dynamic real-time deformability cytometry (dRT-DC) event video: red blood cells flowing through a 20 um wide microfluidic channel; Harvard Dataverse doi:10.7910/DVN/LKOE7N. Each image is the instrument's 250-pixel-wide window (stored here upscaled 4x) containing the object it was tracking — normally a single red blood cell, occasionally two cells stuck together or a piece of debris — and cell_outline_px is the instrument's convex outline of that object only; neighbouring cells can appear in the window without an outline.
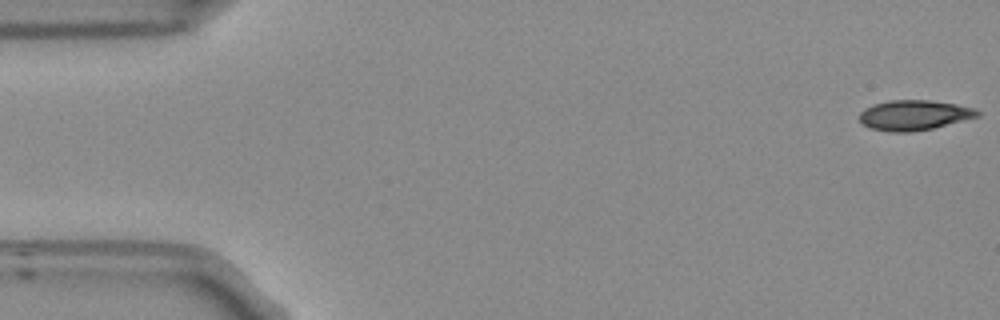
{"species": "Egyptian fruit bat (a non-hibernating species)", "species_latin": "Rousettus aegyptiacus", "temperature_condition": "room temperature", "stored_images_in_passage": 53, "camera_frame_rate_fps": 3000, "um_per_image_px": 0.085, "frame": {"image": 1, "passage_image": 1, "time_ms": 0.0, "image_size_px": [1000, 320], "cell_outline_px": [[980, 116], [932, 128], [912, 132], [888, 132], [868, 128], [860, 120], [860, 112], [864, 108], [872, 104], [888, 100], [928, 100], [956, 104], [976, 108], [980, 112]], "centroid_in_image_um": [77.68, 9.78], "position_along_channel_um": 7.3, "area_um2": 20.81}}
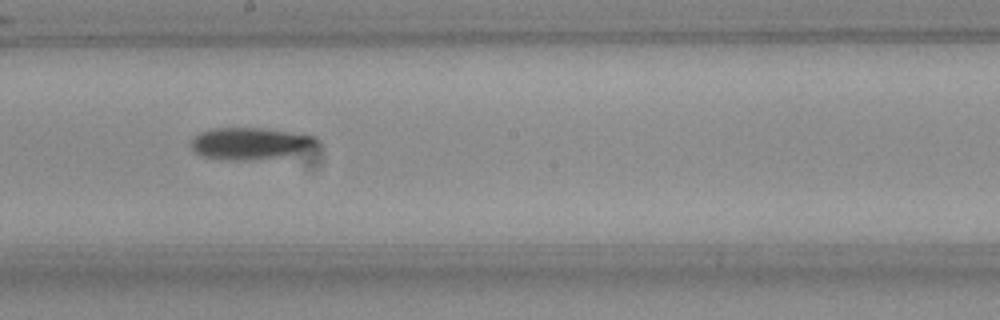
{"frame": {"image": 2, "passage_image": 29, "time_ms": 9.333, "image_size_px": [1000, 320], "cell_outline_px": [[320, 144], [316, 148], [280, 156], [252, 160], [228, 160], [200, 156], [192, 148], [192, 140], [200, 132], [212, 128], [264, 128], [316, 136]], "centroid_in_image_um": [21.3, 12.19], "position_along_channel_um": 226.9, "area_um2": 23.35}}
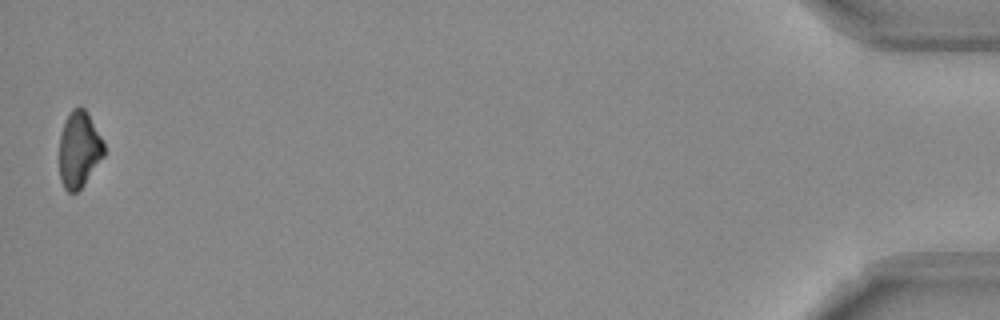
{"frame": {"image": 3, "passage_image": 53, "time_ms": 17.333, "image_size_px": [1000, 320], "cell_outline_px": [[104, 156], [84, 184], [76, 192], [68, 192], [64, 188], [60, 180], [60, 132], [64, 120], [72, 108], [80, 104], [84, 108], [104, 140]], "centroid_in_image_um": [6.72, 12.67], "position_along_channel_um": 428.5, "area_um2": 20.0}, "authors_computed_cell_mechanics": {"area_um2": 21.8484, "velocity_mm_per_s": 3.7582, "shape_relaxation_time_tau1_ms": 3.426, "shape_relaxation_time_tau2_ms": null, "deformation_change_tau1": 0.1339, "deformation_change_tau2": null}}